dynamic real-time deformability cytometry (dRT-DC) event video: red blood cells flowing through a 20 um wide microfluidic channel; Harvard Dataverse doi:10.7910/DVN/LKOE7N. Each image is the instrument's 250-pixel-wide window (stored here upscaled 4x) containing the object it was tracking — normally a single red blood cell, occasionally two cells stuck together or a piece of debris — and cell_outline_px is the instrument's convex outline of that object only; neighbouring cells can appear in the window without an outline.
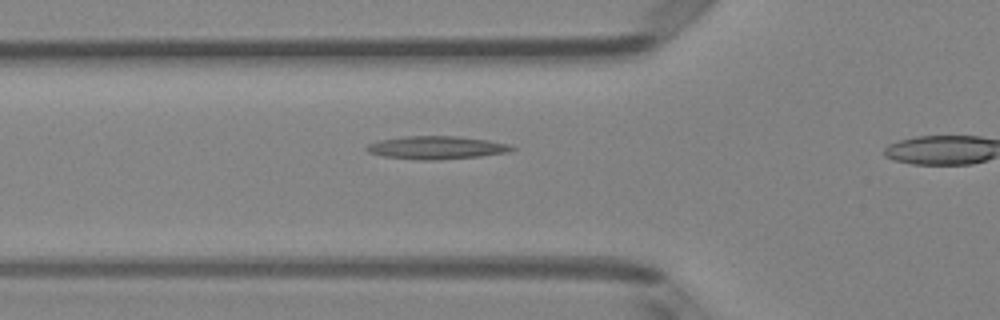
{"species": "Egyptian fruit bat (a non-hibernating species)", "species_latin": "Rousettus aegyptiacus", "temperature_condition": "room temperature", "stored_images_in_passage": 5, "camera_frame_rate_fps": 3000, "um_per_image_px": 0.085, "animal": {"sex": "female"}, "frame": {"image": 1, "passage_image": 4, "time_ms": 1.0, "image_size_px": [1000, 320], "cell_outline_px": [[516, 148], [508, 152], [480, 156], [440, 160], [416, 160], [384, 156], [368, 152], [364, 148], [368, 144], [380, 140], [404, 136], [456, 136], [488, 140], [508, 144]], "centroid_in_image_um": [37.08, 12.55], "position_along_channel_um": 88.7, "area_um2": 19.48}}